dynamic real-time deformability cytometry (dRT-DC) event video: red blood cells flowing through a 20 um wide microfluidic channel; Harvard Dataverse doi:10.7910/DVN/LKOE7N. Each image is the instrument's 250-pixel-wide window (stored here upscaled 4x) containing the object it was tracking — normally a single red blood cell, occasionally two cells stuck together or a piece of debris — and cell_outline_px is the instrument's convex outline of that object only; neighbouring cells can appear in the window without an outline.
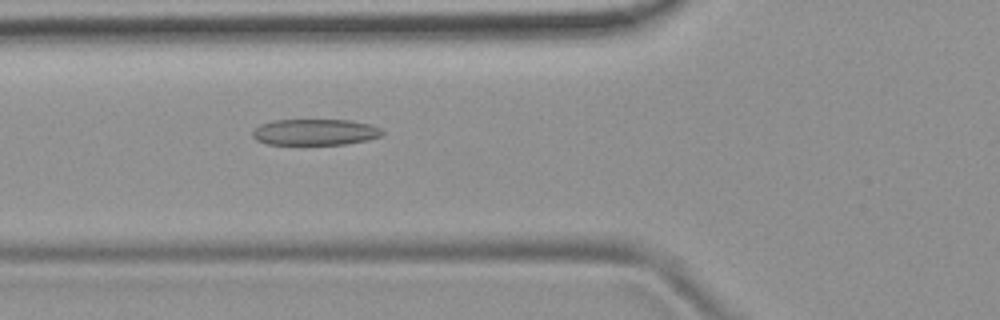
{"species": "common noctule bat (a hibernating species)", "species_latin": "Nyctalus noctula", "temperature_condition": "room temperature", "stored_images_in_passage": 6, "camera_frame_rate_fps": 3000, "um_per_image_px": 0.085, "animal": {"sex": "female", "body_mass_g": 19.9}, "frame": {"image": 1, "passage_image": 6, "time_ms": 5.667, "image_size_px": [1000, 320], "cell_outline_px": [[384, 132], [380, 136], [368, 140], [344, 144], [268, 144], [256, 140], [252, 136], [252, 132], [260, 124], [272, 120], [348, 120], [372, 124], [380, 128]], "centroid_in_image_um": [26.78, 11.22], "position_along_channel_um": 99.0, "area_um2": 19.77}}